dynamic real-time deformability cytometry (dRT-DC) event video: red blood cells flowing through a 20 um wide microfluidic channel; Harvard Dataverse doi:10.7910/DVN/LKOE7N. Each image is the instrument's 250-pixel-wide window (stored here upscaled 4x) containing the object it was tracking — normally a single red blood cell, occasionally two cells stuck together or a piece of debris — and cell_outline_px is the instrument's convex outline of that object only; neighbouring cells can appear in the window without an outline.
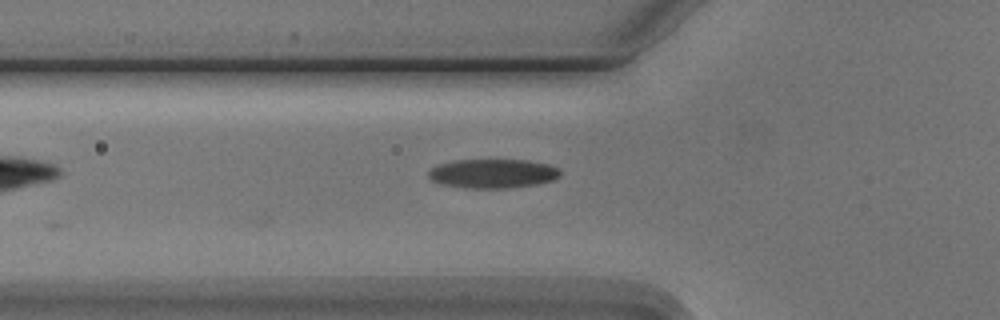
{"species": "Egyptian fruit bat (a non-hibernating species)", "species_latin": "Rousettus aegyptiacus", "temperature_condition": "cold", "stored_images_in_passage": 3, "camera_frame_rate_fps": 3000, "um_per_image_px": 0.085, "animal": {"sex": "male"}, "frame": {"image": 1, "passage_image": 3, "time_ms": 2.333, "image_size_px": [1000, 320], "cell_outline_px": [[560, 176], [552, 180], [536, 184], [508, 188], [464, 188], [440, 184], [432, 180], [428, 176], [428, 172], [432, 168], [440, 164], [456, 160], [528, 160], [548, 164], [556, 168], [560, 172]], "centroid_in_image_um": [41.87, 14.75], "position_along_channel_um": 83.9, "area_um2": 22.25}}